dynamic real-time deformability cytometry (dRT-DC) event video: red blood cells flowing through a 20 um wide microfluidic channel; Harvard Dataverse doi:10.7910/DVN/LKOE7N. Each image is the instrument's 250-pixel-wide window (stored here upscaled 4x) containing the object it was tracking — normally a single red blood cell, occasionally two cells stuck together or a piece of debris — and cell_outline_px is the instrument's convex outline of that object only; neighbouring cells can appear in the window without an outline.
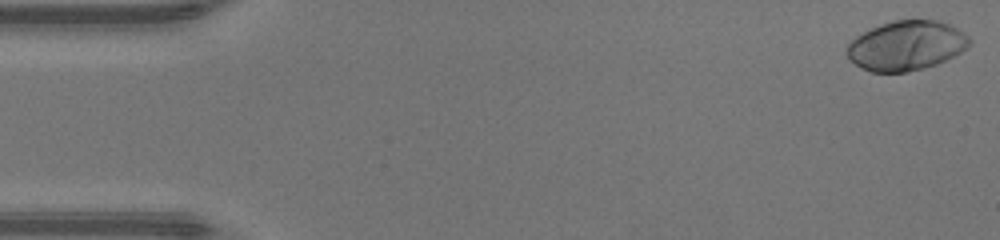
{"species": "human", "species_latin": "Homo sapiens", "temperature_condition": "warm", "stored_images_in_passage": 48, "camera_frame_rate_fps": 3000, "um_per_image_px": 0.085, "donor": {"sex": "male"}, "frame": {"image": 1, "passage_image": 1, "time_ms": 0.0, "image_size_px": [1000, 240], "cell_outline_px": [[972, 40], [968, 48], [936, 64], [924, 68], [908, 72], [872, 72], [860, 68], [848, 60], [844, 52], [844, 48], [856, 36], [880, 24], [896, 20], [940, 20], [956, 28], [968, 36]], "centroid_in_image_um": [76.99, 3.89], "position_along_channel_um": 8.0, "area_um2": 35.6}}
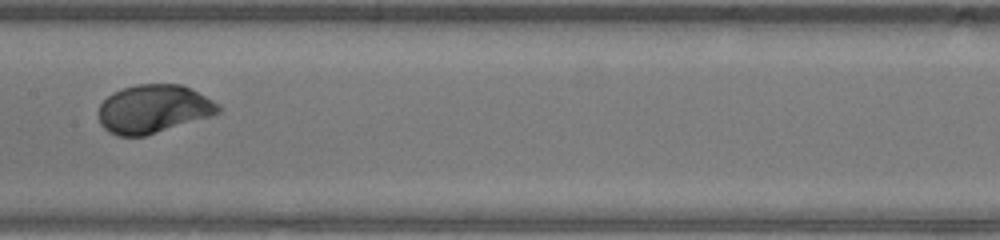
{"frame": {"image": 2, "passage_image": 24, "time_ms": 7.667, "image_size_px": [1000, 240], "cell_outline_px": [[220, 112], [216, 116], [144, 136], [120, 136], [108, 132], [100, 124], [100, 104], [112, 92], [136, 84], [180, 84], [220, 104]], "centroid_in_image_um": [13.07, 9.28], "position_along_channel_um": 194.3, "area_um2": 33.81}}
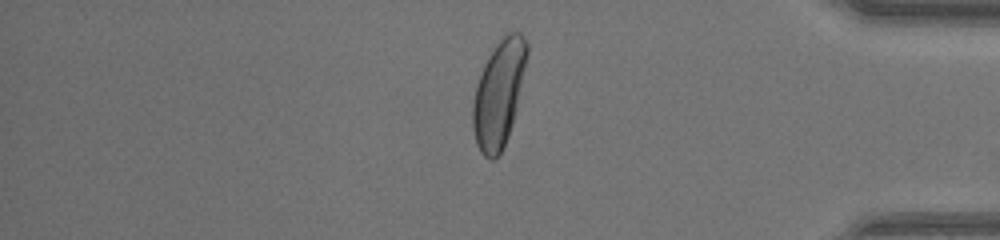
{"frame": {"image": 3, "passage_image": 40, "time_ms": 13.0, "image_size_px": [1000, 240], "cell_outline_px": [[528, 52], [516, 108], [512, 124], [508, 136], [500, 152], [492, 160], [488, 160], [480, 152], [476, 144], [472, 128], [472, 100], [476, 84], [484, 64], [488, 56], [496, 44], [508, 32], [520, 32], [524, 36], [528, 44]], "centroid_in_image_um": [42.37, 7.96], "position_along_channel_um": 392.8, "area_um2": 33.47}, "authors_computed_cell_mechanics": {"area_um2": 33.9864, "velocity_mm_per_s": 4.2887, "shape_relaxation_time_tau1_ms": 1.7628, "shape_relaxation_time_tau2_ms": null, "deformation_change_tau1": 0.1684, "deformation_change_tau2": null}}